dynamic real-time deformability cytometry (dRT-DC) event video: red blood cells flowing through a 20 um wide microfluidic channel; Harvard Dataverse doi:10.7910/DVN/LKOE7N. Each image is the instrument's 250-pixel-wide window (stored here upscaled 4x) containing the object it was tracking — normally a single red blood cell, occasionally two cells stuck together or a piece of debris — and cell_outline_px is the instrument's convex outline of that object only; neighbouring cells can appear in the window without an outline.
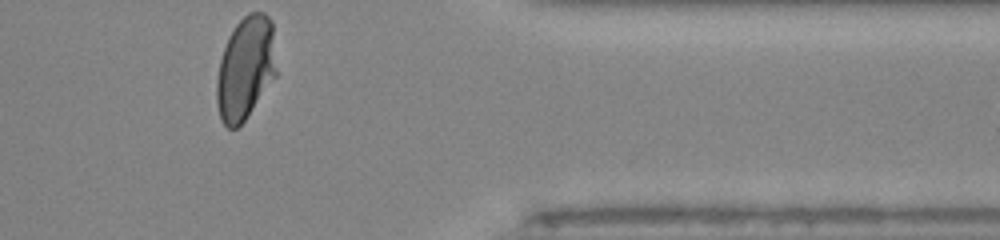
{"species": "human", "species_latin": "Homo sapiens", "temperature_condition": "room temperature", "stored_images_in_passage": 27, "camera_frame_rate_fps": 3000, "um_per_image_px": 0.085, "donor": {"sex": "male"}, "frame": {"image": 1, "passage_image": 27, "time_ms": 8.667, "image_size_px": [1000, 240], "cell_outline_px": [[276, 76], [244, 120], [236, 128], [228, 128], [220, 120], [216, 100], [216, 80], [220, 60], [228, 36], [236, 24], [248, 12], [264, 12], [272, 20], [276, 72]], "centroid_in_image_um": [20.85, 5.78], "position_along_channel_um": 390.5, "area_um2": 35.84}, "authors_computed_cell_mechanics": {"area_um2": 35.9516, "velocity_mm_per_s": 3.9821, "shape_relaxation_time_tau1_ms": 5.6232, "shape_relaxation_time_tau2_ms": null, "deformation_change_tau1": 0.2226, "deformation_change_tau2": null}}